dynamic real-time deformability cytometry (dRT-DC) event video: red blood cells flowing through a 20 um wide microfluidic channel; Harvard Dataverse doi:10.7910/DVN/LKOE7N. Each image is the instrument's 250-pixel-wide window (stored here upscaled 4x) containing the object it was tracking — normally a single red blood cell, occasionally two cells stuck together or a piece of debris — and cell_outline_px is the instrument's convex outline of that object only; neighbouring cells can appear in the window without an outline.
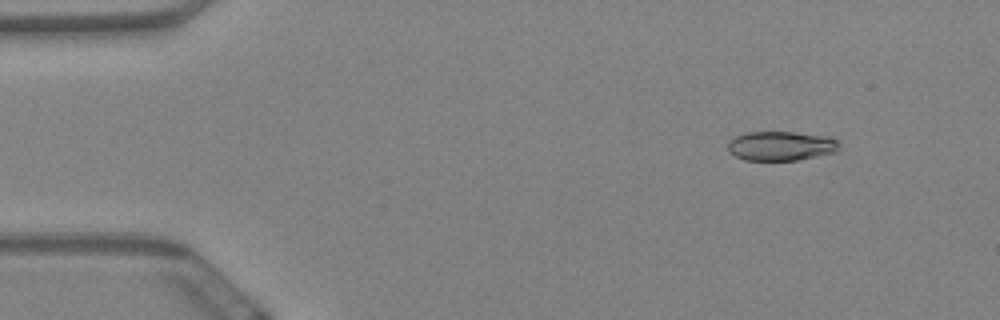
{"species": "Egyptian fruit bat (a non-hibernating species)", "species_latin": "Rousettus aegyptiacus", "temperature_condition": "warm", "stored_images_in_passage": 60, "camera_frame_rate_fps": 3000, "um_per_image_px": 0.085, "animal": {"sex": "female"}, "frame": {"image": 1, "passage_image": 7, "time_ms": 2.0, "image_size_px": [1000, 320], "cell_outline_px": [[840, 148], [836, 152], [796, 160], [744, 160], [728, 152], [728, 140], [736, 136], [748, 132], [792, 132], [824, 136], [836, 140], [840, 144]], "centroid_in_image_um": [66.35, 12.41], "position_along_channel_um": 18.6, "area_um2": 18.96}}
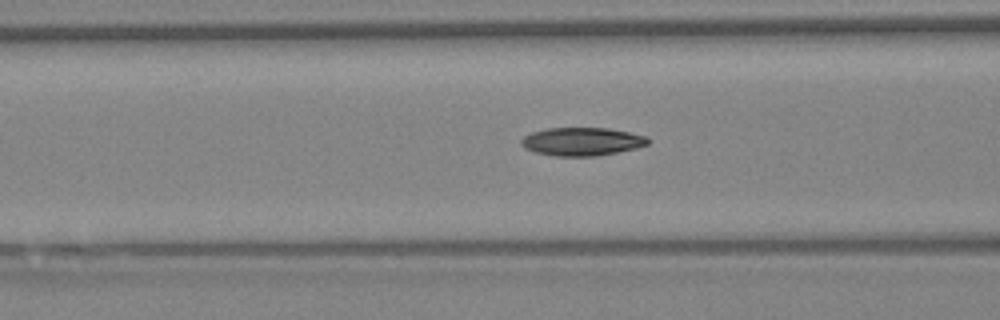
{"frame": {"image": 2, "passage_image": 24, "time_ms": 7.667, "image_size_px": [1000, 320], "cell_outline_px": [[648, 144], [636, 148], [596, 156], [556, 156], [536, 152], [524, 148], [520, 144], [520, 140], [524, 136], [532, 132], [548, 128], [608, 128], [648, 136]], "centroid_in_image_um": [49.45, 12.03], "position_along_channel_um": 117.2, "area_um2": 20.75}}
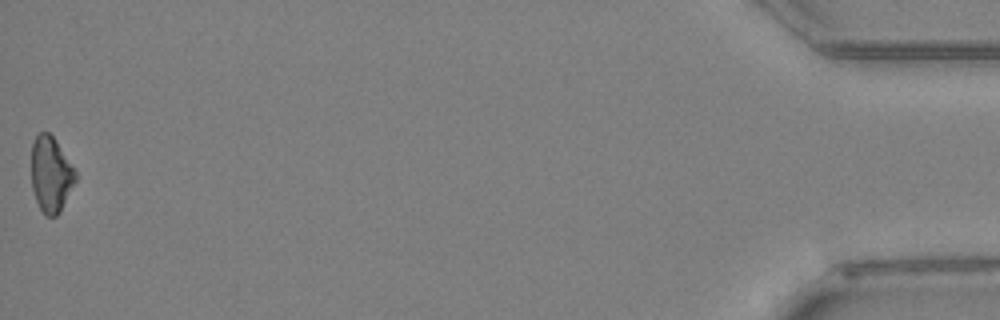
{"frame": {"image": 3, "passage_image": 60, "time_ms": 19.667, "image_size_px": [1000, 320], "cell_outline_px": [[76, 180], [60, 212], [56, 216], [44, 216], [36, 200], [32, 188], [32, 144], [36, 136], [40, 132], [48, 132], [56, 140], [76, 172]], "centroid_in_image_um": [4.32, 14.83], "position_along_channel_um": 430.9, "area_um2": 19.25}, "authors_computed_cell_mechanics": {"area_um2": 20.2878, "velocity_mm_per_s": 3.432, "shape_relaxation_time_tau1_ms": 8.4354, "shape_relaxation_time_tau2_ms": 9.1064, "deformation_change_tau1": 0.1649, "deformation_change_tau2": 0.152}}